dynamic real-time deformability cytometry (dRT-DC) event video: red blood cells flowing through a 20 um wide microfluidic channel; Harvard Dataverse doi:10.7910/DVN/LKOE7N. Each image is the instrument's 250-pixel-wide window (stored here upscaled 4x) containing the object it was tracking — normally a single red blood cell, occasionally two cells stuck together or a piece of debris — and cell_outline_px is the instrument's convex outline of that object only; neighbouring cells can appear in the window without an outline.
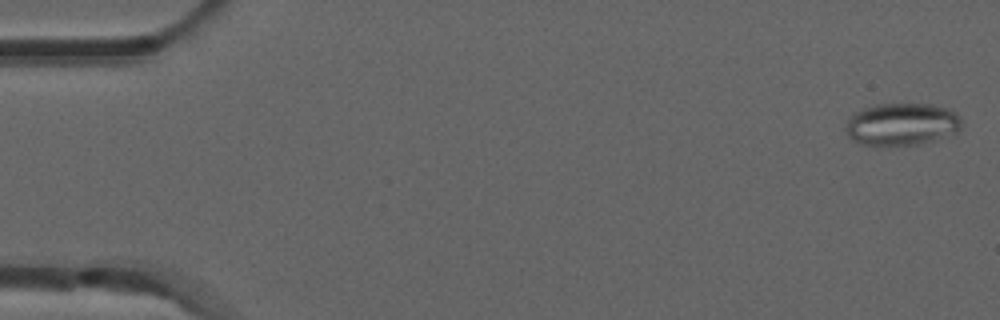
{"species": "common noctule bat (a hibernating species)", "species_latin": "Nyctalus noctula", "temperature_condition": "room temperature", "stored_images_in_passage": 5, "camera_frame_rate_fps": 3000, "um_per_image_px": 0.085, "animal": {"sex": "male", "forearm_length_mm": 52.5}, "frame": {"image": 1, "passage_image": 1, "time_ms": 0.0, "image_size_px": [1000, 320], "cell_outline_px": [[964, 124], [956, 132], [920, 144], [860, 144], [852, 140], [848, 136], [844, 128], [848, 116], [864, 108], [876, 104], [932, 104], [956, 112], [960, 116]], "centroid_in_image_um": [76.63, 10.54], "position_along_channel_um": 8.4, "area_um2": 28.5}}